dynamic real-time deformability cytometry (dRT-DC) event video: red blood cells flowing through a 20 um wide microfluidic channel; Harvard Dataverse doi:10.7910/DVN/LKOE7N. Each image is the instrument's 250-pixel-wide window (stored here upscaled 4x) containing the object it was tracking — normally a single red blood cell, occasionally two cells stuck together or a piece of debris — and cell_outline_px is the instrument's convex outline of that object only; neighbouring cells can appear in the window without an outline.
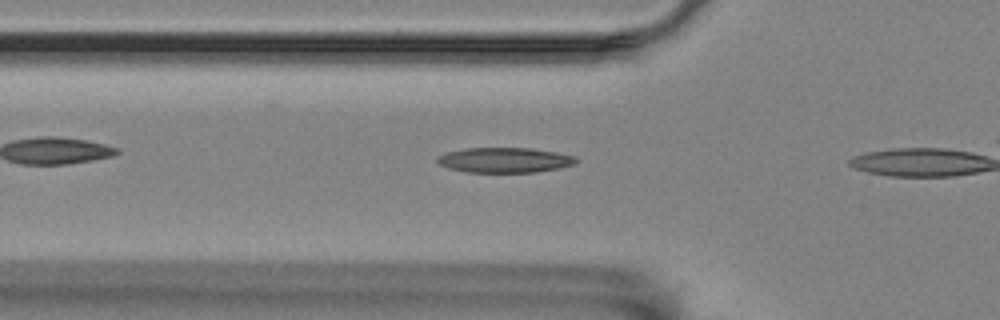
{"species": "Egyptian fruit bat (a non-hibernating species)", "species_latin": "Rousettus aegyptiacus", "temperature_condition": "room temperature", "stored_images_in_passage": 8, "camera_frame_rate_fps": 3000, "um_per_image_px": 0.085, "animal": {"sex": "female"}, "frame": {"image": 1, "passage_image": 6, "time_ms": 1.667, "image_size_px": [1000, 320], "cell_outline_px": [[576, 164], [560, 168], [536, 172], [468, 172], [448, 168], [440, 164], [436, 160], [436, 156], [444, 152], [464, 148], [532, 148], [556, 152], [576, 156]], "centroid_in_image_um": [42.88, 13.6], "position_along_channel_um": 82.9, "area_um2": 20.46}}